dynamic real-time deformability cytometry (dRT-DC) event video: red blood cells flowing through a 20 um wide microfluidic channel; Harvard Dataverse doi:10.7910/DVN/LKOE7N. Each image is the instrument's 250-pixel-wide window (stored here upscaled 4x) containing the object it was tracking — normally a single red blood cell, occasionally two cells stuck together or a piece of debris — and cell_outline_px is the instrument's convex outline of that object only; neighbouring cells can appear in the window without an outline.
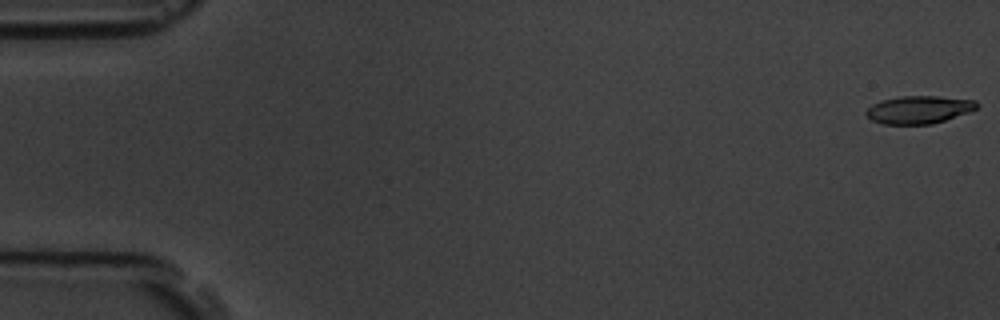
{"species": "common noctule bat (a hibernating species)", "species_latin": "Nyctalus noctula", "temperature_condition": "room temperature", "stored_images_in_passage": 5, "camera_frame_rate_fps": 3000, "um_per_image_px": 0.085, "animal": {"sex": "male", "body_mass_g": 19.5, "forearm_length_mm": 54.6}, "frame": {"image": 1, "passage_image": 1, "time_ms": 0.0, "image_size_px": [1000, 320], "cell_outline_px": [[980, 104], [976, 108], [968, 112], [932, 124], [884, 124], [872, 120], [864, 112], [872, 104], [880, 100], [900, 96], [940, 96], [976, 100]], "centroid_in_image_um": [78.1, 9.31], "position_along_channel_um": 6.9, "area_um2": 17.92}}
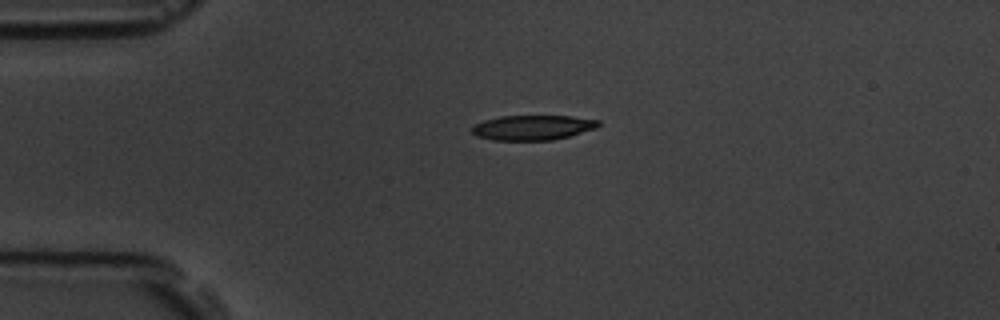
{"frame": {"image": 2, "passage_image": 5, "time_ms": 4.333, "image_size_px": [1000, 320], "cell_outline_px": [[600, 124], [596, 128], [568, 136], [552, 140], [492, 140], [476, 136], [472, 132], [472, 124], [484, 120], [500, 116], [572, 116], [600, 120]], "centroid_in_image_um": [45.25, 10.84], "position_along_channel_um": 39.7, "area_um2": 18.38}}